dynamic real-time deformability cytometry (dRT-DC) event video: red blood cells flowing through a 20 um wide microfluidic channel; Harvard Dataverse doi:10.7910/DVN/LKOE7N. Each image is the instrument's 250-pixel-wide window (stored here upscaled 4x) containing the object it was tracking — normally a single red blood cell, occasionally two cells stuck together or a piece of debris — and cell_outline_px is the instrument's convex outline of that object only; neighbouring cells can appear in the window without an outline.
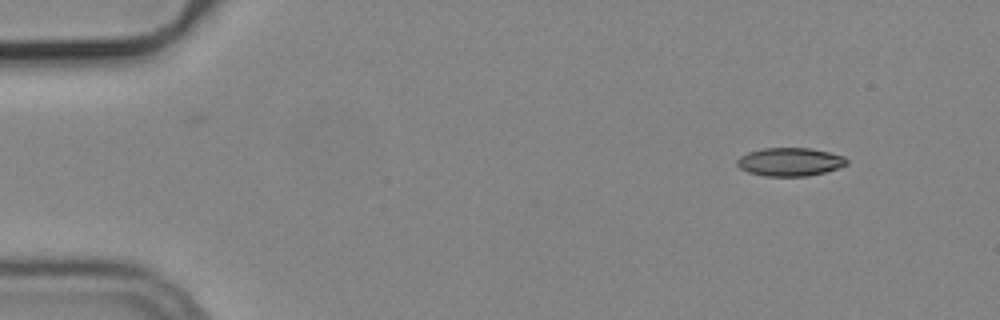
{"species": "common noctule bat (a hibernating species)", "species_latin": "Nyctalus noctula", "temperature_condition": "cold", "stored_images_in_passage": 3, "camera_frame_rate_fps": 3000, "um_per_image_px": 0.085, "animal": {"sex": "male", "body_mass_g": 19.2, "forearm_length_mm": 51.8}, "frame": {"image": 1, "passage_image": 1, "time_ms": 0.0, "image_size_px": [1000, 320], "cell_outline_px": [[848, 164], [824, 172], [808, 176], [764, 176], [748, 172], [740, 168], [736, 164], [736, 160], [740, 156], [748, 152], [764, 148], [808, 148], [828, 152], [844, 156], [848, 160]], "centroid_in_image_um": [67.12, 13.76], "position_along_channel_um": 17.9, "area_um2": 18.03}}